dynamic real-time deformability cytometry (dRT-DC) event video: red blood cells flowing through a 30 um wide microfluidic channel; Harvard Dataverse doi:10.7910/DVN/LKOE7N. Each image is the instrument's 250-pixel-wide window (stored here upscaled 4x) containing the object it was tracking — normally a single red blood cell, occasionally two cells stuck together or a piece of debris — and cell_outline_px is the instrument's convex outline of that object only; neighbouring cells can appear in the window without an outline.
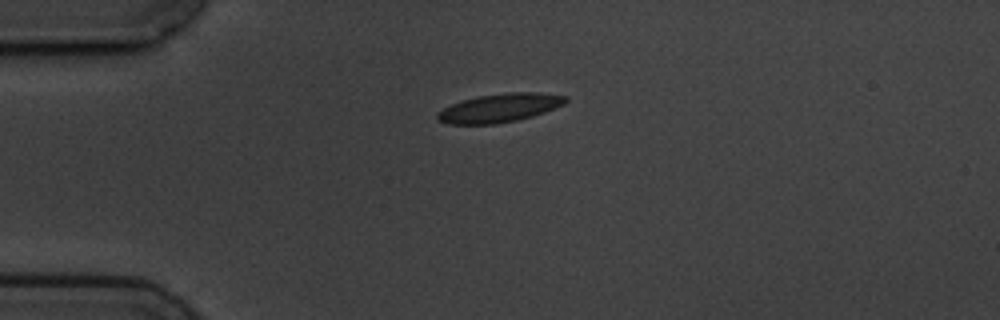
{"species": "common noctule bat (a hibernating species)", "species_latin": "Nyctalus noctula", "temperature_condition": "cold", "stored_images_in_passage": 2, "camera_frame_rate_fps": 3000, "um_per_image_px": 0.085, "animal": {"sex": "male", "body_mass_g": 19.5, "forearm_length_mm": 54.6}, "frame": {"image": 1, "passage_image": 1, "time_ms": 0.0, "image_size_px": [1000, 320], "cell_outline_px": [[568, 100], [564, 104], [544, 112], [532, 116], [516, 120], [496, 124], [448, 124], [436, 120], [436, 116], [444, 108], [460, 100], [476, 96], [508, 92], [540, 92], [568, 96]], "centroid_in_image_um": [42.47, 9.16], "position_along_channel_um": 42.5, "area_um2": 21.44}}